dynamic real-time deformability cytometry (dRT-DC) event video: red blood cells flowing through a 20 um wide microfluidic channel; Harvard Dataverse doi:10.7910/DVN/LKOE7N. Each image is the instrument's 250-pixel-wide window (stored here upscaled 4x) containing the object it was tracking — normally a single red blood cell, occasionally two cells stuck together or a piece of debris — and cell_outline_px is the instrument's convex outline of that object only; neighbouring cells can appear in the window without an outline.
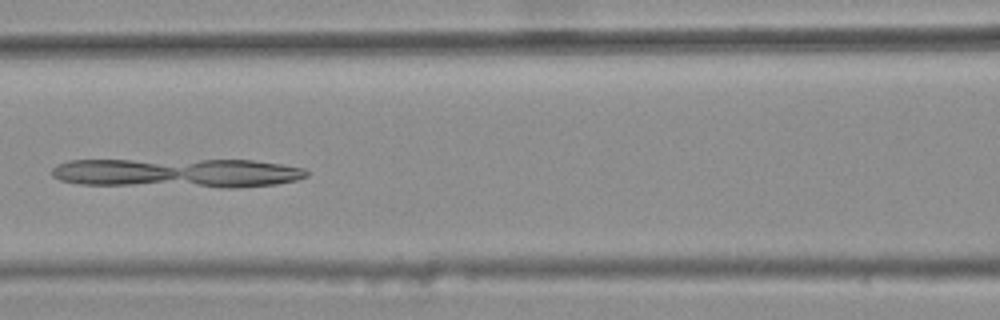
{"species": "common noctule bat (a hibernating species)", "species_latin": "Nyctalus noctula", "temperature_condition": "warm", "stored_images_in_passage": 9, "segment_of_instrument_passage": [1, 2], "camera_frame_rate_fps": 3000, "um_per_image_px": 0.085, "animal": {"sex": "female", "body_mass_g": 25.1}, "frame": {"image": 1, "passage_image": 7, "time_ms": 2.0, "image_size_px": [1000, 320], "cell_outline_px": [[308, 176], [296, 180], [276, 184], [236, 188], [220, 188], [80, 184], [60, 180], [52, 176], [52, 168], [56, 164], [68, 160], [252, 160], [280, 164], [304, 168], [308, 172]], "centroid_in_image_um": [15.07, 14.71], "position_along_channel_um": 151.5, "area_um2": 43.93}}